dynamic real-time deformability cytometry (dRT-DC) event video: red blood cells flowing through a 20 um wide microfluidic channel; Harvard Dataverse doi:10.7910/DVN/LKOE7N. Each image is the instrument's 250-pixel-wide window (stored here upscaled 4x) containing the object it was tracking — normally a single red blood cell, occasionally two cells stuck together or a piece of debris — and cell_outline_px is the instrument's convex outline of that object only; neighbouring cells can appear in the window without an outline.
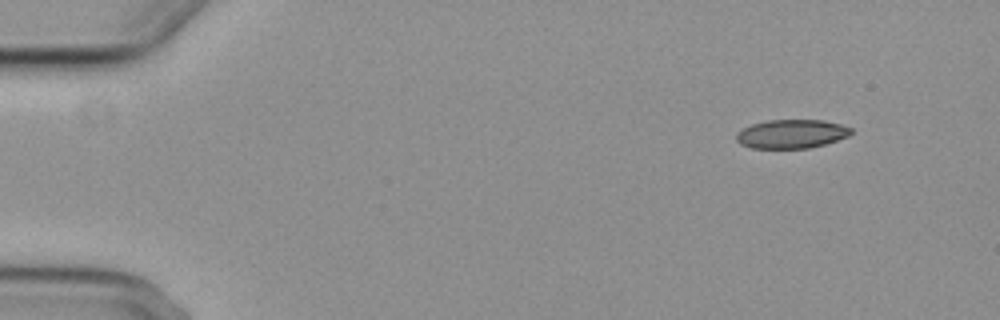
{"species": "common noctule bat (a hibernating species)", "species_latin": "Nyctalus noctula", "temperature_condition": "cold", "stored_images_in_passage": 4, "camera_frame_rate_fps": 3000, "um_per_image_px": 0.085, "animal": {"sex": "female", "body_mass_g": 29.2, "forearm_length_mm": 56.3}, "frame": {"image": 1, "passage_image": 1, "time_ms": 0.0, "image_size_px": [1000, 320], "cell_outline_px": [[852, 132], [848, 136], [824, 144], [808, 148], [752, 148], [740, 144], [736, 140], [736, 132], [752, 124], [768, 120], [824, 120], [840, 124], [852, 128]], "centroid_in_image_um": [67.26, 11.38], "position_along_channel_um": 17.7, "area_um2": 19.19}}
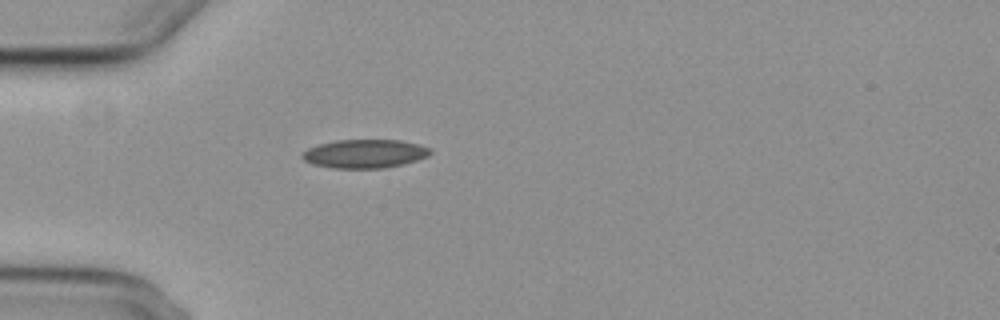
{"frame": {"image": 2, "passage_image": 4, "time_ms": 3.667, "image_size_px": [1000, 320], "cell_outline_px": [[432, 152], [428, 156], [416, 160], [384, 168], [332, 168], [312, 164], [304, 160], [300, 156], [308, 148], [320, 144], [336, 140], [400, 140], [432, 148]], "centroid_in_image_um": [30.99, 13.06], "position_along_channel_um": 54.0, "area_um2": 21.21}}